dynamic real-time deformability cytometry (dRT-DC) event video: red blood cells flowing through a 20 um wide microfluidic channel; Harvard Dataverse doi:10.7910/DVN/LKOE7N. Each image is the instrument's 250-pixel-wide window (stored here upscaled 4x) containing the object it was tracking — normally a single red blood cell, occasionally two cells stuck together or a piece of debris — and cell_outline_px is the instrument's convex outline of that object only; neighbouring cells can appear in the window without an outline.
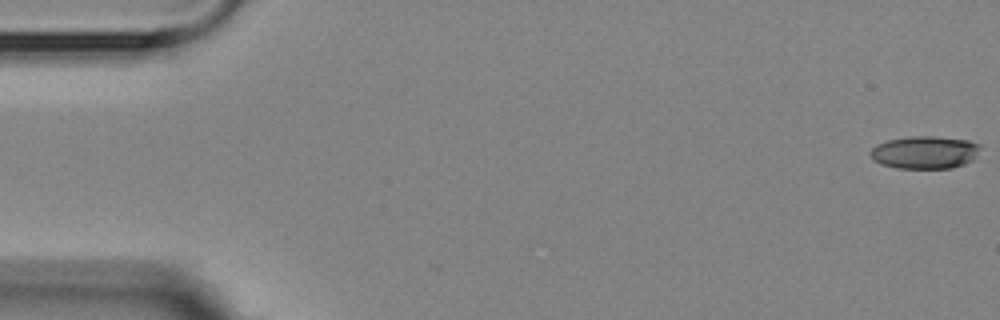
{"species": "Egyptian fruit bat (a non-hibernating species)", "species_latin": "Rousettus aegyptiacus", "temperature_condition": "room temperature", "stored_images_in_passage": 5, "camera_frame_rate_fps": 3000, "um_per_image_px": 0.085, "animal": {"sex": "female"}, "frame": {"image": 1, "passage_image": 1, "time_ms": 0.0, "image_size_px": [1000, 320], "cell_outline_px": [[980, 148], [976, 156], [972, 160], [964, 164], [952, 168], [896, 168], [880, 164], [872, 160], [868, 152], [876, 144], [888, 140], [908, 136], [932, 136], [968, 140], [980, 144]], "centroid_in_image_um": [78.57, 12.95], "position_along_channel_um": 6.4, "area_um2": 21.15}}
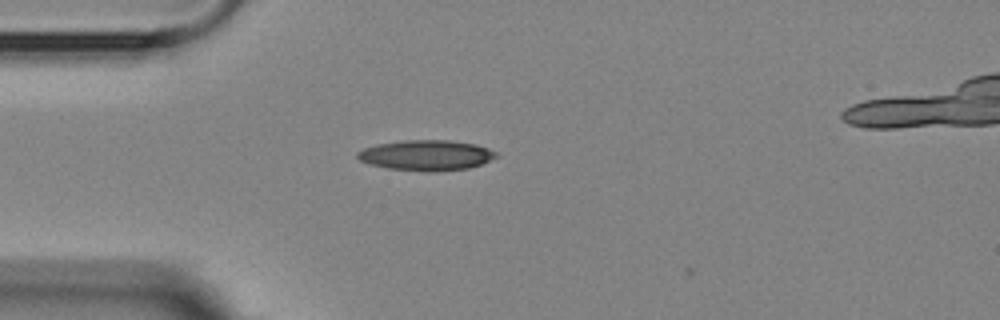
{"frame": {"image": 2, "passage_image": 5, "time_ms": 4.667, "image_size_px": [1000, 320], "cell_outline_px": [[500, 156], [480, 164], [468, 168], [432, 172], [428, 172], [388, 168], [368, 164], [360, 160], [356, 156], [356, 152], [364, 148], [376, 144], [404, 140], [448, 140], [476, 144], [488, 148], [496, 152]], "centroid_in_image_um": [36.22, 13.19], "position_along_channel_um": 48.8, "area_um2": 24.68}}